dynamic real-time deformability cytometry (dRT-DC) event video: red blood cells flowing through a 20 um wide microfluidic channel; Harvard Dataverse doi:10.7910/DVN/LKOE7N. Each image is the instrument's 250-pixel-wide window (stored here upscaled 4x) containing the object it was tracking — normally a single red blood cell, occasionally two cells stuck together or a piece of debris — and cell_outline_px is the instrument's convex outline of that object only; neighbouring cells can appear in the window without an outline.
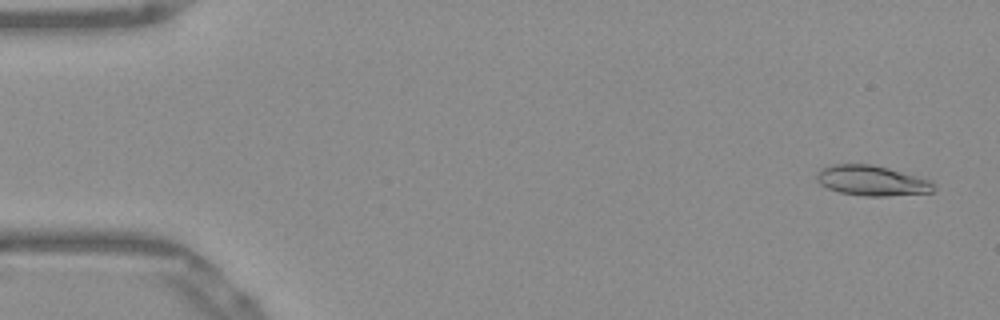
{"species": "Egyptian fruit bat (a non-hibernating species)", "species_latin": "Rousettus aegyptiacus", "temperature_condition": "warm", "stored_images_in_passage": 52, "camera_frame_rate_fps": 3000, "um_per_image_px": 0.085, "frame": {"image": 1, "passage_image": 3, "time_ms": 0.667, "image_size_px": [1000, 320], "cell_outline_px": [[936, 188], [932, 192], [888, 196], [864, 196], [840, 192], [828, 188], [820, 184], [816, 176], [816, 172], [820, 168], [832, 164], [872, 164], [888, 168], [916, 176], [928, 180], [936, 184]], "centroid_in_image_um": [74.09, 15.35], "position_along_channel_um": 10.9, "area_um2": 20.58}}
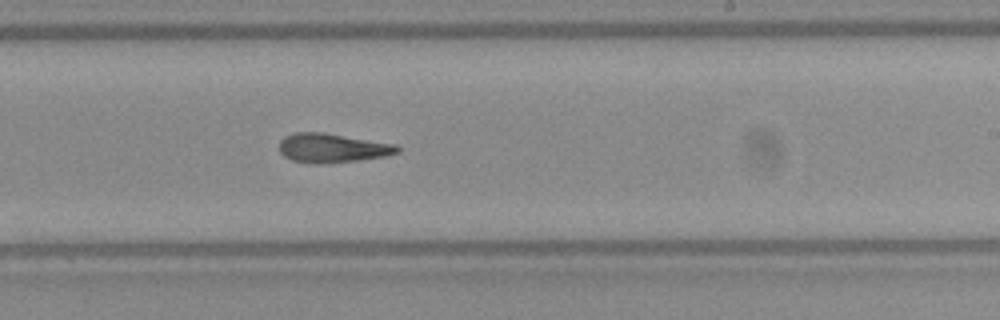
{"frame": {"image": 2, "passage_image": 32, "time_ms": 10.333, "image_size_px": [1000, 320], "cell_outline_px": [[400, 152], [384, 156], [360, 160], [324, 164], [308, 164], [292, 160], [284, 156], [280, 152], [280, 140], [284, 136], [292, 132], [324, 132], [396, 144], [400, 148]], "centroid_in_image_um": [28.22, 12.58], "position_along_channel_um": 260.8, "area_um2": 20.35}}
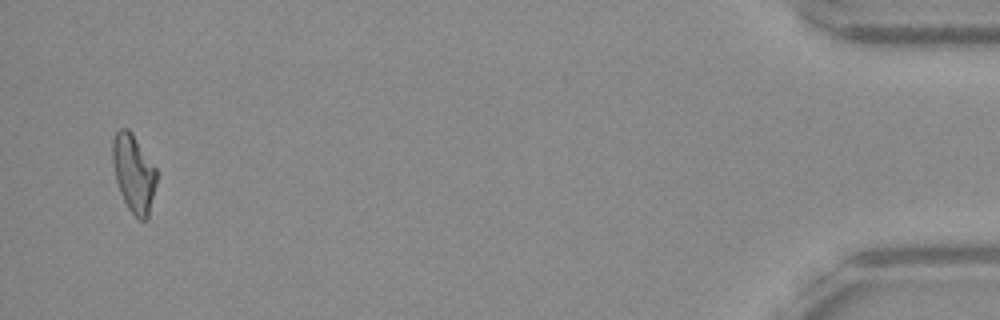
{"frame": {"image": 3, "passage_image": 51, "time_ms": 16.667, "image_size_px": [1000, 320], "cell_outline_px": [[156, 184], [148, 220], [140, 220], [128, 208], [120, 192], [116, 180], [112, 164], [112, 140], [116, 132], [120, 128], [128, 128], [132, 132], [156, 168]], "centroid_in_image_um": [11.36, 14.71], "position_along_channel_um": 423.8, "area_um2": 20.0}, "authors_computed_cell_mechanics": {"area_um2": 20.1144, "velocity_mm_per_s": 3.9091, "shape_relaxation_time_tau1_ms": null, "shape_relaxation_time_tau2_ms": 5.1173, "deformation_change_tau1": null, "deformation_change_tau2": 0.1688}}